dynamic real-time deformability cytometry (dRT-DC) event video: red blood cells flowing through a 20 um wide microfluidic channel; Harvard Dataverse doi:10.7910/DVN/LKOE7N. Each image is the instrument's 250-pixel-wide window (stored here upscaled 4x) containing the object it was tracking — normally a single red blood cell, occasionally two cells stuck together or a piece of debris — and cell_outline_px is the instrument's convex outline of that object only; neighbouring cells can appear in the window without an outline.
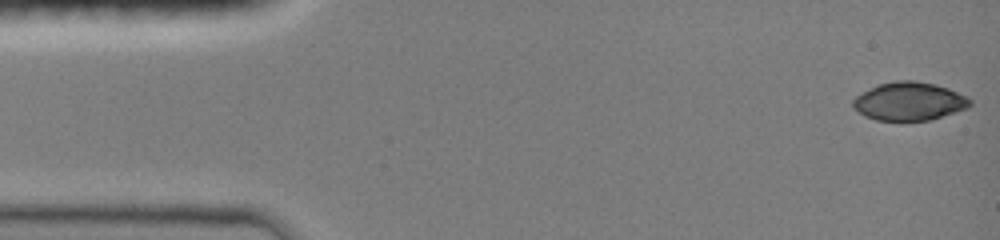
{"species": "common noctule bat (a hibernating species)", "species_latin": "Nyctalus noctula", "temperature_condition": "room temperature", "stored_images_in_passage": 47, "camera_frame_rate_fps": 3000, "um_per_image_px": 0.085, "animal": {"sex": "female", "body_mass_g": 19.0, "forearm_length_mm": 51.5}, "frame": {"image": 1, "passage_image": 1, "time_ms": 0.0, "image_size_px": [1000, 240], "cell_outline_px": [[972, 104], [968, 108], [932, 120], [876, 120], [864, 116], [852, 108], [852, 100], [856, 96], [880, 84], [896, 80], [916, 80], [936, 84], [948, 88], [968, 96], [972, 100]], "centroid_in_image_um": [77.32, 8.61], "position_along_channel_um": 7.7, "area_um2": 26.3}}
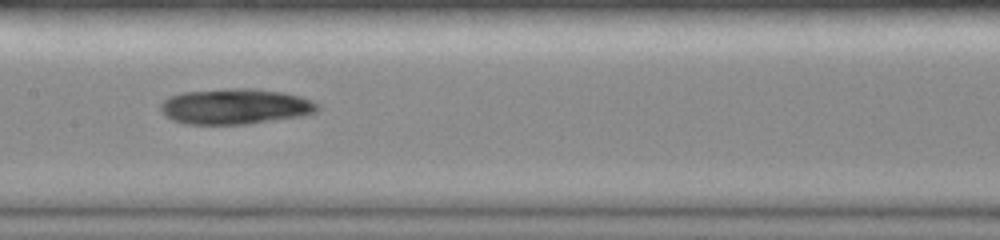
{"frame": {"image": 2, "passage_image": 23, "time_ms": 7.333, "image_size_px": [1000, 240], "cell_outline_px": [[320, 108], [316, 112], [304, 116], [248, 124], [184, 124], [172, 120], [164, 116], [160, 108], [160, 104], [168, 96], [180, 92], [228, 88], [256, 88], [284, 92], [300, 96], [312, 100], [320, 104]], "centroid_in_image_um": [20.0, 9.04], "position_along_channel_um": 187.4, "area_um2": 33.18}}
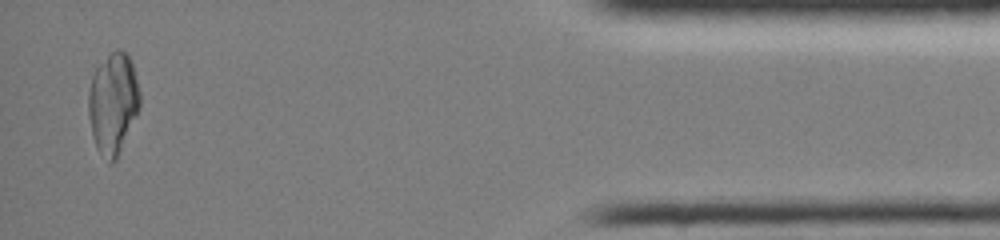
{"frame": {"image": 3, "passage_image": 45, "time_ms": 14.667, "image_size_px": [1000, 240], "cell_outline_px": [[140, 108], [116, 160], [108, 164], [96, 148], [92, 136], [88, 116], [88, 92], [92, 76], [96, 68], [116, 48], [120, 48], [128, 52], [132, 64], [140, 92]], "centroid_in_image_um": [9.6, 8.79], "position_along_channel_um": 425.6, "area_um2": 30.52}}